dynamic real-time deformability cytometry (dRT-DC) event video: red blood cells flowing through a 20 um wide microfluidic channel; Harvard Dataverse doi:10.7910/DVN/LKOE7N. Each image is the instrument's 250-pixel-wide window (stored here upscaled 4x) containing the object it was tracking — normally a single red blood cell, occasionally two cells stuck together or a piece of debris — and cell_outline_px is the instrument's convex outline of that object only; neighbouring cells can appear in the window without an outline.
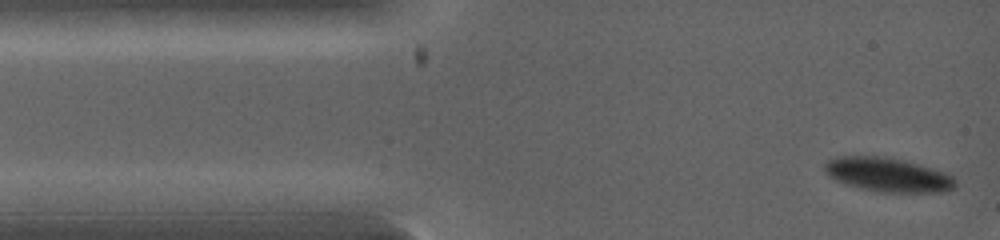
{"species": "common noctule bat (a hibernating species)", "species_latin": "Nyctalus noctula", "temperature_condition": "warm", "stored_images_in_passage": 5, "camera_frame_rate_fps": 5000, "um_per_image_px": 0.085, "animal": {"sex": "female", "body_mass_g": 19.0, "forearm_length_mm": 53.3}, "frame": {"image": 1, "passage_image": 1, "time_ms": 0.0, "image_size_px": [1000, 240], "cell_outline_px": [[956, 188], [944, 192], [880, 192], [860, 188], [844, 184], [828, 176], [824, 172], [824, 164], [828, 160], [836, 156], [884, 156], [904, 160], [948, 172], [956, 180]], "centroid_in_image_um": [75.48, 14.85], "position_along_channel_um": 9.5, "area_um2": 26.36}}